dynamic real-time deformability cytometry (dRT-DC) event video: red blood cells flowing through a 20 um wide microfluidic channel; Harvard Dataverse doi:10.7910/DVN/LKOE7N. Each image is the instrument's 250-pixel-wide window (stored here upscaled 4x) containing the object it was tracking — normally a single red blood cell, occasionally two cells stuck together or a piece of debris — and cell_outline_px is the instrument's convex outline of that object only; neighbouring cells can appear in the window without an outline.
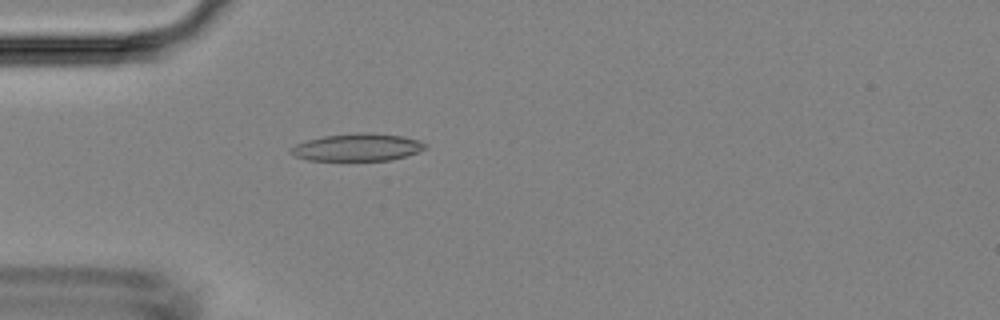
{"species": "Egyptian fruit bat (a non-hibernating species)", "species_latin": "Rousettus aegyptiacus", "temperature_condition": "room temperature", "stored_images_in_passage": 49, "camera_frame_rate_fps": 3000, "um_per_image_px": 0.085, "animal": {"sex": "female"}, "frame": {"image": 1, "passage_image": 14, "time_ms": 4.333, "image_size_px": [1000, 320], "cell_outline_px": [[428, 148], [392, 160], [308, 160], [292, 156], [288, 152], [288, 148], [296, 144], [308, 140], [324, 136], [356, 132], [372, 132], [404, 136], [420, 140], [428, 144]], "centroid_in_image_um": [30.37, 12.51], "position_along_channel_um": 54.6, "area_um2": 21.79}}
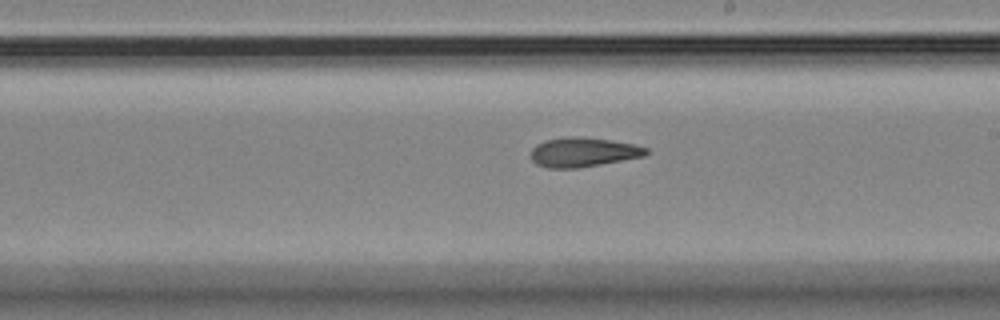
{"frame": {"image": 2, "passage_image": 28, "time_ms": 9.0, "image_size_px": [1000, 320], "cell_outline_px": [[648, 152], [644, 156], [580, 168], [548, 168], [536, 164], [532, 160], [532, 148], [536, 144], [544, 140], [568, 136], [580, 136], [612, 140], [636, 144], [648, 148]], "centroid_in_image_um": [49.57, 12.92], "position_along_channel_um": 239.4, "area_um2": 19.94}}
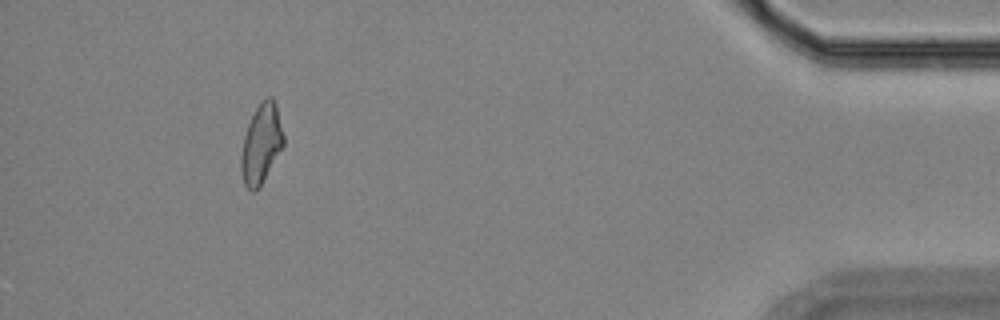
{"frame": {"image": 3, "passage_image": 45, "time_ms": 14.667, "image_size_px": [1000, 320], "cell_outline_px": [[284, 144], [256, 192], [252, 192], [244, 184], [240, 168], [240, 156], [244, 136], [248, 124], [260, 100], [268, 96], [272, 96], [276, 104], [284, 136]], "centroid_in_image_um": [22.19, 12.2], "position_along_channel_um": 413.0, "area_um2": 19.54}}